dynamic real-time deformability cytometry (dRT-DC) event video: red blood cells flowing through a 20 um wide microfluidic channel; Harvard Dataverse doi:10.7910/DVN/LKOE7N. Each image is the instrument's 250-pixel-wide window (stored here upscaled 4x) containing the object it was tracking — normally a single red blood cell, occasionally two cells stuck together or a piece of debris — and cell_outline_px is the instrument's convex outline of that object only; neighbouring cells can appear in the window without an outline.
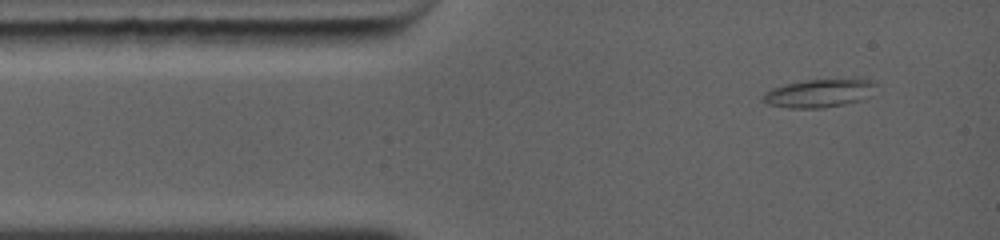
{"species": "common noctule bat (a hibernating species)", "species_latin": "Nyctalus noctula", "temperature_condition": "warm", "stored_images_in_passage": 3, "camera_frame_rate_fps": 5000, "um_per_image_px": 0.085, "animal": {"sex": "female", "body_mass_g": 19.0, "forearm_length_mm": 56.7}, "frame": {"image": 1, "passage_image": 1, "time_ms": 0.0, "image_size_px": [1000, 240], "cell_outline_px": [[864, 84], [852, 100], [840, 104], [816, 108], [800, 108], [772, 104], [764, 100], [764, 96], [768, 92], [776, 88], [788, 84], [808, 80], [860, 80]], "centroid_in_image_um": [69.23, 7.94], "position_along_channel_um": 15.8, "area_um2": 15.37}}
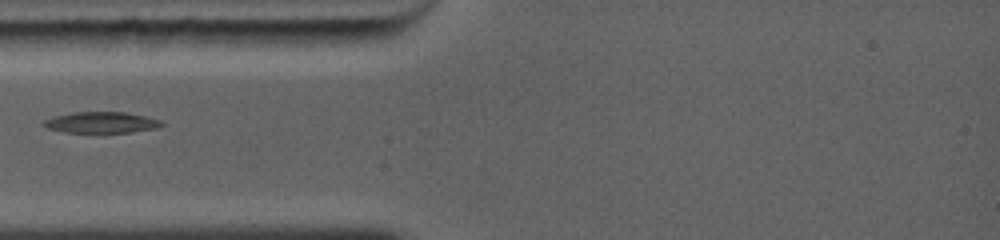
{"frame": {"image": 2, "passage_image": 3, "time_ms": 2.4, "image_size_px": [1000, 240], "cell_outline_px": [[164, 124], [156, 128], [132, 132], [64, 132], [48, 128], [44, 124], [44, 120], [56, 116], [76, 112], [124, 112], [144, 116], [156, 120]], "centroid_in_image_um": [8.6, 10.41], "position_along_channel_um": 76.4, "area_um2": 14.05}}